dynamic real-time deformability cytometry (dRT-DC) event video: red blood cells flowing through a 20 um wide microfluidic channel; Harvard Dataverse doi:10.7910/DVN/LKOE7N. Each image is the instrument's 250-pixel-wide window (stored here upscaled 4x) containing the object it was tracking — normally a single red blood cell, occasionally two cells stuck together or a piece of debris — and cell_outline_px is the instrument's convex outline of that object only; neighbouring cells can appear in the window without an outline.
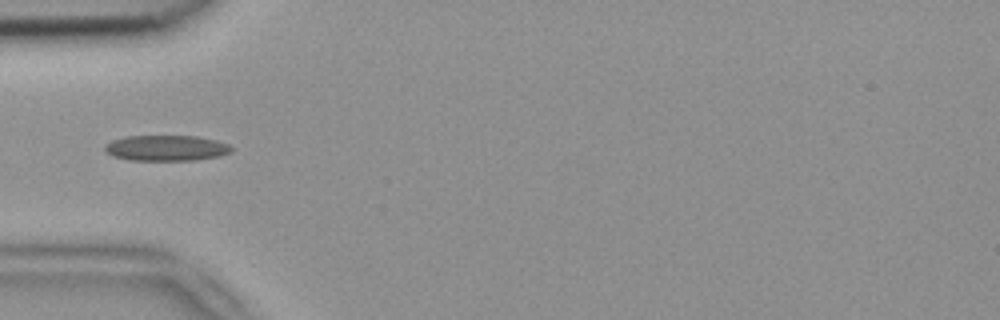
{"species": "common noctule bat (a hibernating species)", "species_latin": "Nyctalus noctula", "temperature_condition": "room temperature", "stored_images_in_passage": 4, "camera_frame_rate_fps": 3000, "um_per_image_px": 0.085, "animal": {"sex": "female", "body_mass_g": 18.4}, "frame": {"image": 1, "passage_image": 4, "time_ms": 1.0, "image_size_px": [1000, 320], "cell_outline_px": [[232, 152], [220, 156], [192, 160], [128, 160], [112, 156], [104, 148], [104, 144], [112, 140], [128, 136], [196, 136], [216, 140], [228, 144], [232, 148]], "centroid_in_image_um": [14.13, 12.58], "position_along_channel_um": 70.9, "area_um2": 18.9}}